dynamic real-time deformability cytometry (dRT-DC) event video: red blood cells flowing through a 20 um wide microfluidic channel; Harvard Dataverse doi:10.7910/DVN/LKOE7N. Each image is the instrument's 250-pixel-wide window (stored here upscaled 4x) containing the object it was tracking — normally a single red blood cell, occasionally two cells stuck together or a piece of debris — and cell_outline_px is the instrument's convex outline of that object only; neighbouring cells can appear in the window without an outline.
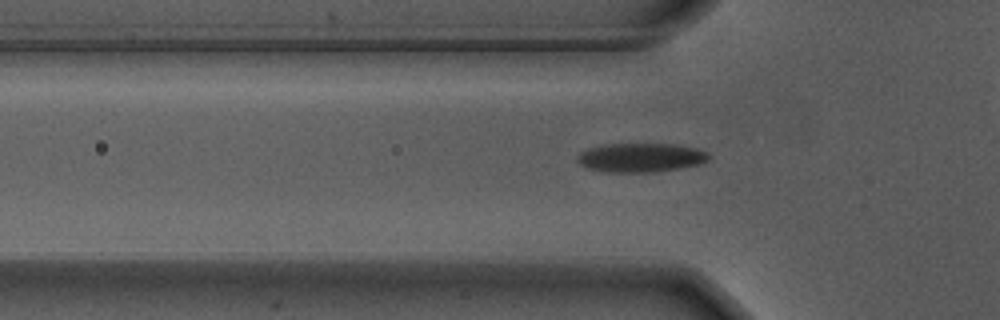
{"species": "Egyptian fruit bat (a non-hibernating species)", "species_latin": "Rousettus aegyptiacus", "temperature_condition": "warm", "stored_images_in_passage": 43, "camera_frame_rate_fps": 3000, "um_per_image_px": 0.085, "animal": {"sex": "male"}, "frame": {"image": 1, "passage_image": 5, "time_ms": 1.333, "image_size_px": [1000, 320], "cell_outline_px": [[712, 156], [708, 160], [700, 164], [680, 168], [656, 172], [608, 172], [588, 168], [580, 164], [576, 160], [580, 152], [588, 148], [608, 144], [676, 144], [696, 148], [708, 152]], "centroid_in_image_um": [54.5, 13.39], "position_along_channel_um": 71.3, "area_um2": 22.31}}
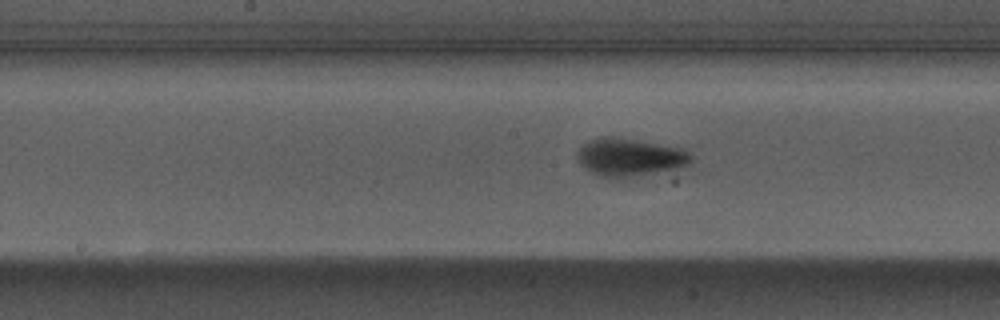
{"frame": {"image": 2, "passage_image": 15, "time_ms": 4.667, "image_size_px": [1000, 320], "cell_outline_px": [[692, 160], [688, 164], [624, 180], [600, 176], [592, 172], [580, 164], [576, 156], [576, 152], [584, 144], [592, 140], [604, 136], [608, 136], [684, 148], [692, 156]], "centroid_in_image_um": [53.5, 13.39], "position_along_channel_um": 194.7, "area_um2": 24.91}}
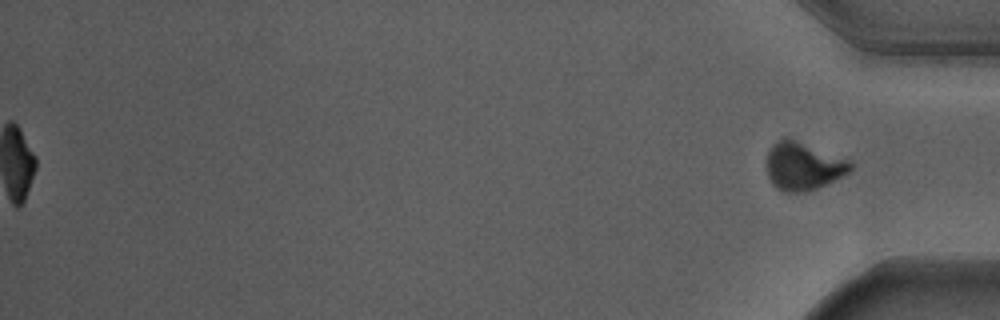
{"frame": {"image": 3, "passage_image": 43, "time_ms": 14.0, "image_size_px": [1000, 320], "cell_outline_px": [[852, 168], [848, 172], [816, 188], [804, 192], [784, 192], [776, 188], [772, 184], [768, 176], [768, 152], [772, 144], [784, 136], [788, 136], [848, 160], [852, 164]], "centroid_in_image_um": [68.22, 14.1], "position_along_channel_um": 367.0, "area_um2": 23.12}, "authors_computed_cell_mechanics": {"area_um2": 21.9062, "velocity_mm_per_s": 3.682, "shape_relaxation_time_tau1_ms": 2.1435, "shape_relaxation_time_tau2_ms": null, "deformation_change_tau1": 0.1398, "deformation_change_tau2": null}}